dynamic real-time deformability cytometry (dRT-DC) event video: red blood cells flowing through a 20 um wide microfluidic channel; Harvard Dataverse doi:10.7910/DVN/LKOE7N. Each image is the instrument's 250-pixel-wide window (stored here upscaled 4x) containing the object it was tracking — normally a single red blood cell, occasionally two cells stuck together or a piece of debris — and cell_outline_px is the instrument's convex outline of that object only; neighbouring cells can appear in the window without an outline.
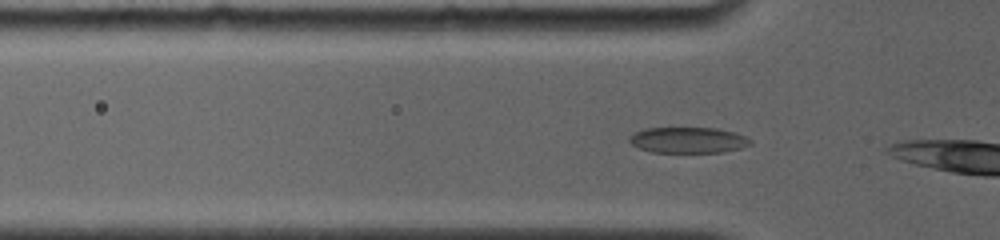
{"species": "common noctule bat (a hibernating species)", "species_latin": "Nyctalus noctula", "temperature_condition": "room temperature", "stored_images_in_passage": 11, "camera_frame_rate_fps": 4000, "um_per_image_px": 0.085, "animal": {"sex": "female", "body_mass_g": 19.0, "forearm_length_mm": 56.7}, "frame": {"image": 1, "passage_image": 5, "time_ms": 1.25, "image_size_px": [1000, 240], "cell_outline_px": [[752, 144], [740, 148], [724, 152], [652, 152], [636, 148], [628, 140], [628, 136], [644, 128], [716, 128], [732, 132], [744, 136], [752, 140]], "centroid_in_image_um": [58.45, 11.91], "position_along_channel_um": 67.3, "area_um2": 18.26}}
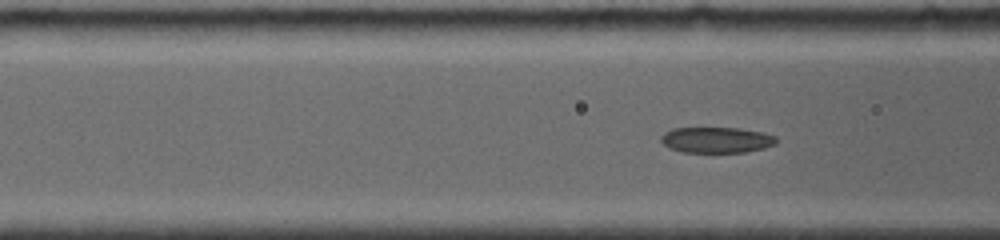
{"frame": {"image": 2, "passage_image": 8, "time_ms": 2.25, "image_size_px": [1000, 240], "cell_outline_px": [[776, 144], [764, 148], [744, 152], [684, 152], [668, 148], [660, 140], [660, 136], [664, 132], [672, 128], [736, 128], [764, 132], [776, 136]], "centroid_in_image_um": [60.88, 11.89], "position_along_channel_um": 105.7, "area_um2": 17.4}}